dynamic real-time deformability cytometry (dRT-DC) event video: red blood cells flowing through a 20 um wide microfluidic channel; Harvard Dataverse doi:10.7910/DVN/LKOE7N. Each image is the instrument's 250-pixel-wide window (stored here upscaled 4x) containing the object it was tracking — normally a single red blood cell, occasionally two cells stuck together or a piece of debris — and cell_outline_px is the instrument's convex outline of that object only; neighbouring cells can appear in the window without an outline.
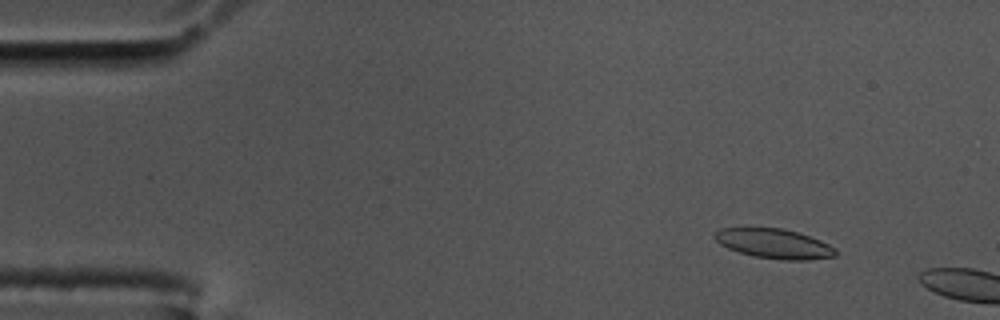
{"species": "common noctule bat (a hibernating species)", "species_latin": "Nyctalus noctula", "temperature_condition": "cold", "stored_images_in_passage": 10, "camera_frame_rate_fps": 3000, "um_per_image_px": 0.085, "animal": {"sex": "male", "body_mass_g": 17.5, "forearm_length_mm": 52.3}, "frame": {"image": 1, "passage_image": 7, "time_ms": 2.0, "image_size_px": [1000, 320], "cell_outline_px": [[836, 256], [808, 260], [784, 260], [752, 256], [728, 248], [720, 244], [712, 236], [720, 228], [780, 228], [796, 232], [820, 240], [836, 248]], "centroid_in_image_um": [65.79, 20.72], "position_along_channel_um": 19.2, "area_um2": 20.75}}